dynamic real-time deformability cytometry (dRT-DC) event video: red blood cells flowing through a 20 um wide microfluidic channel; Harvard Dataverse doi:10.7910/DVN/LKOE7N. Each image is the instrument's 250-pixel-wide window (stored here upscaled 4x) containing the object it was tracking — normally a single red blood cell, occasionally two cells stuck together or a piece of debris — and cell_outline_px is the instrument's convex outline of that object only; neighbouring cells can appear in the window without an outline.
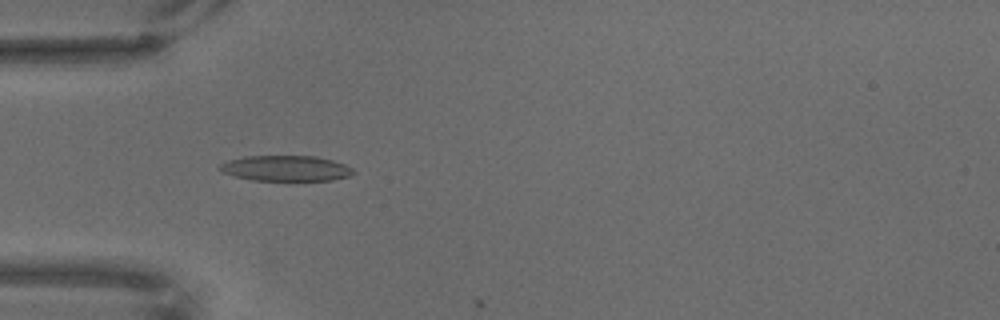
{"species": "common noctule bat (a hibernating species)", "species_latin": "Nyctalus noctula", "temperature_condition": "warm", "stored_images_in_passage": 22, "camera_frame_rate_fps": 3000, "um_per_image_px": 0.085, "animal": {"sex": "male", "body_mass_g": 18.8}, "frame": {"image": 1, "passage_image": 21, "time_ms": 6.667, "image_size_px": [1000, 320], "cell_outline_px": [[356, 172], [352, 176], [332, 180], [252, 180], [220, 172], [216, 168], [220, 164], [228, 160], [244, 156], [316, 156], [332, 160], [344, 164], [352, 168]], "centroid_in_image_um": [24.29, 14.3], "position_along_channel_um": 60.7, "area_um2": 20.0}}